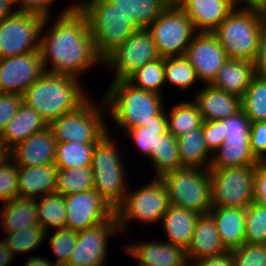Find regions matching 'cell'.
Masks as SVG:
<instances>
[{"label":"cell","instance_id":"cell-1","mask_svg":"<svg viewBox=\"0 0 266 266\" xmlns=\"http://www.w3.org/2000/svg\"><path fill=\"white\" fill-rule=\"evenodd\" d=\"M69 5L54 21L52 17L44 19L40 52L44 71L82 80V75L102 66V61L96 55L86 17L75 6V0Z\"/></svg>","mask_w":266,"mask_h":266},{"label":"cell","instance_id":"cell-2","mask_svg":"<svg viewBox=\"0 0 266 266\" xmlns=\"http://www.w3.org/2000/svg\"><path fill=\"white\" fill-rule=\"evenodd\" d=\"M82 83L77 77L45 71L23 93L22 102L50 124L77 109L91 96Z\"/></svg>","mask_w":266,"mask_h":266},{"label":"cell","instance_id":"cell-3","mask_svg":"<svg viewBox=\"0 0 266 266\" xmlns=\"http://www.w3.org/2000/svg\"><path fill=\"white\" fill-rule=\"evenodd\" d=\"M102 98L108 117L123 132L145 126L167 105L164 102L165 96L136 88L127 80L111 81Z\"/></svg>","mask_w":266,"mask_h":266},{"label":"cell","instance_id":"cell-4","mask_svg":"<svg viewBox=\"0 0 266 266\" xmlns=\"http://www.w3.org/2000/svg\"><path fill=\"white\" fill-rule=\"evenodd\" d=\"M75 6L87 19L96 55L102 62L137 30L108 0H76Z\"/></svg>","mask_w":266,"mask_h":266},{"label":"cell","instance_id":"cell-5","mask_svg":"<svg viewBox=\"0 0 266 266\" xmlns=\"http://www.w3.org/2000/svg\"><path fill=\"white\" fill-rule=\"evenodd\" d=\"M266 10L235 7L212 32L224 48L228 59L253 62Z\"/></svg>","mask_w":266,"mask_h":266},{"label":"cell","instance_id":"cell-6","mask_svg":"<svg viewBox=\"0 0 266 266\" xmlns=\"http://www.w3.org/2000/svg\"><path fill=\"white\" fill-rule=\"evenodd\" d=\"M111 134L108 127V133L97 142L90 168L93 174V189L116 209L132 186L127 184L129 180L125 169L127 163L123 161V150L116 145V139Z\"/></svg>","mask_w":266,"mask_h":266},{"label":"cell","instance_id":"cell-7","mask_svg":"<svg viewBox=\"0 0 266 266\" xmlns=\"http://www.w3.org/2000/svg\"><path fill=\"white\" fill-rule=\"evenodd\" d=\"M169 207L168 192L161 178L153 177L136 190L129 187L123 202L115 209L120 234H129L132 221L141 226L161 224Z\"/></svg>","mask_w":266,"mask_h":266},{"label":"cell","instance_id":"cell-8","mask_svg":"<svg viewBox=\"0 0 266 266\" xmlns=\"http://www.w3.org/2000/svg\"><path fill=\"white\" fill-rule=\"evenodd\" d=\"M91 97L77 109L49 124L57 143H97L108 133L109 120L106 119L108 114L105 102L102 96L101 101L97 102L94 101L95 97Z\"/></svg>","mask_w":266,"mask_h":266},{"label":"cell","instance_id":"cell-9","mask_svg":"<svg viewBox=\"0 0 266 266\" xmlns=\"http://www.w3.org/2000/svg\"><path fill=\"white\" fill-rule=\"evenodd\" d=\"M170 205L198 214L209 213L212 208L209 169L181 168L162 175Z\"/></svg>","mask_w":266,"mask_h":266},{"label":"cell","instance_id":"cell-10","mask_svg":"<svg viewBox=\"0 0 266 266\" xmlns=\"http://www.w3.org/2000/svg\"><path fill=\"white\" fill-rule=\"evenodd\" d=\"M161 58L185 56L197 33L178 4H170L148 27Z\"/></svg>","mask_w":266,"mask_h":266},{"label":"cell","instance_id":"cell-11","mask_svg":"<svg viewBox=\"0 0 266 266\" xmlns=\"http://www.w3.org/2000/svg\"><path fill=\"white\" fill-rule=\"evenodd\" d=\"M256 165L209 168L212 207L246 209L253 200Z\"/></svg>","mask_w":266,"mask_h":266},{"label":"cell","instance_id":"cell-12","mask_svg":"<svg viewBox=\"0 0 266 266\" xmlns=\"http://www.w3.org/2000/svg\"><path fill=\"white\" fill-rule=\"evenodd\" d=\"M160 58L151 33L147 28L137 29L103 62L105 70L112 71V81L126 80L146 63Z\"/></svg>","mask_w":266,"mask_h":266},{"label":"cell","instance_id":"cell-13","mask_svg":"<svg viewBox=\"0 0 266 266\" xmlns=\"http://www.w3.org/2000/svg\"><path fill=\"white\" fill-rule=\"evenodd\" d=\"M44 19L32 13L15 12L0 22V58L40 50Z\"/></svg>","mask_w":266,"mask_h":266},{"label":"cell","instance_id":"cell-14","mask_svg":"<svg viewBox=\"0 0 266 266\" xmlns=\"http://www.w3.org/2000/svg\"><path fill=\"white\" fill-rule=\"evenodd\" d=\"M119 233L116 214L106 221L79 231L73 252L64 266L106 265L108 243Z\"/></svg>","mask_w":266,"mask_h":266},{"label":"cell","instance_id":"cell-15","mask_svg":"<svg viewBox=\"0 0 266 266\" xmlns=\"http://www.w3.org/2000/svg\"><path fill=\"white\" fill-rule=\"evenodd\" d=\"M66 228L77 232L110 219L115 209L94 189L64 196Z\"/></svg>","mask_w":266,"mask_h":266},{"label":"cell","instance_id":"cell-16","mask_svg":"<svg viewBox=\"0 0 266 266\" xmlns=\"http://www.w3.org/2000/svg\"><path fill=\"white\" fill-rule=\"evenodd\" d=\"M40 50L0 58V93H23L44 73Z\"/></svg>","mask_w":266,"mask_h":266},{"label":"cell","instance_id":"cell-17","mask_svg":"<svg viewBox=\"0 0 266 266\" xmlns=\"http://www.w3.org/2000/svg\"><path fill=\"white\" fill-rule=\"evenodd\" d=\"M185 57L194 67L200 84H211L228 59L224 48L212 32H197Z\"/></svg>","mask_w":266,"mask_h":266},{"label":"cell","instance_id":"cell-18","mask_svg":"<svg viewBox=\"0 0 266 266\" xmlns=\"http://www.w3.org/2000/svg\"><path fill=\"white\" fill-rule=\"evenodd\" d=\"M123 250L135 266H189L185 249L166 240L131 242Z\"/></svg>","mask_w":266,"mask_h":266},{"label":"cell","instance_id":"cell-19","mask_svg":"<svg viewBox=\"0 0 266 266\" xmlns=\"http://www.w3.org/2000/svg\"><path fill=\"white\" fill-rule=\"evenodd\" d=\"M57 142L50 127L31 135L10 149V159L18 167L54 164Z\"/></svg>","mask_w":266,"mask_h":266},{"label":"cell","instance_id":"cell-20","mask_svg":"<svg viewBox=\"0 0 266 266\" xmlns=\"http://www.w3.org/2000/svg\"><path fill=\"white\" fill-rule=\"evenodd\" d=\"M196 32H213L236 7L234 0H178Z\"/></svg>","mask_w":266,"mask_h":266},{"label":"cell","instance_id":"cell-21","mask_svg":"<svg viewBox=\"0 0 266 266\" xmlns=\"http://www.w3.org/2000/svg\"><path fill=\"white\" fill-rule=\"evenodd\" d=\"M201 86L194 90L193 101L198 105L203 121L223 120L242 109L241 98L238 96L222 91L211 84Z\"/></svg>","mask_w":266,"mask_h":266},{"label":"cell","instance_id":"cell-22","mask_svg":"<svg viewBox=\"0 0 266 266\" xmlns=\"http://www.w3.org/2000/svg\"><path fill=\"white\" fill-rule=\"evenodd\" d=\"M185 251L189 265L199 259L228 251L210 213L200 214L197 218L191 242Z\"/></svg>","mask_w":266,"mask_h":266},{"label":"cell","instance_id":"cell-23","mask_svg":"<svg viewBox=\"0 0 266 266\" xmlns=\"http://www.w3.org/2000/svg\"><path fill=\"white\" fill-rule=\"evenodd\" d=\"M57 172L54 164L18 167V197L38 199L55 192Z\"/></svg>","mask_w":266,"mask_h":266},{"label":"cell","instance_id":"cell-24","mask_svg":"<svg viewBox=\"0 0 266 266\" xmlns=\"http://www.w3.org/2000/svg\"><path fill=\"white\" fill-rule=\"evenodd\" d=\"M213 216L221 241L227 250L244 244L246 209L233 207H212Z\"/></svg>","mask_w":266,"mask_h":266},{"label":"cell","instance_id":"cell-25","mask_svg":"<svg viewBox=\"0 0 266 266\" xmlns=\"http://www.w3.org/2000/svg\"><path fill=\"white\" fill-rule=\"evenodd\" d=\"M255 75L253 62L227 59L211 85L242 98Z\"/></svg>","mask_w":266,"mask_h":266},{"label":"cell","instance_id":"cell-26","mask_svg":"<svg viewBox=\"0 0 266 266\" xmlns=\"http://www.w3.org/2000/svg\"><path fill=\"white\" fill-rule=\"evenodd\" d=\"M47 127H49L48 122L34 109L22 102L16 114L6 125L0 138L11 149L17 143L45 130Z\"/></svg>","mask_w":266,"mask_h":266},{"label":"cell","instance_id":"cell-27","mask_svg":"<svg viewBox=\"0 0 266 266\" xmlns=\"http://www.w3.org/2000/svg\"><path fill=\"white\" fill-rule=\"evenodd\" d=\"M199 215L191 210L170 205L161 221L165 240L186 250L191 242Z\"/></svg>","mask_w":266,"mask_h":266},{"label":"cell","instance_id":"cell-28","mask_svg":"<svg viewBox=\"0 0 266 266\" xmlns=\"http://www.w3.org/2000/svg\"><path fill=\"white\" fill-rule=\"evenodd\" d=\"M0 217L4 234L39 225L36 199L17 197L2 203Z\"/></svg>","mask_w":266,"mask_h":266},{"label":"cell","instance_id":"cell-29","mask_svg":"<svg viewBox=\"0 0 266 266\" xmlns=\"http://www.w3.org/2000/svg\"><path fill=\"white\" fill-rule=\"evenodd\" d=\"M250 151V137L225 136L222 145L213 152L210 168L257 165Z\"/></svg>","mask_w":266,"mask_h":266},{"label":"cell","instance_id":"cell-30","mask_svg":"<svg viewBox=\"0 0 266 266\" xmlns=\"http://www.w3.org/2000/svg\"><path fill=\"white\" fill-rule=\"evenodd\" d=\"M182 168L209 169L212 153L205 144L203 124L200 128L177 138Z\"/></svg>","mask_w":266,"mask_h":266},{"label":"cell","instance_id":"cell-31","mask_svg":"<svg viewBox=\"0 0 266 266\" xmlns=\"http://www.w3.org/2000/svg\"><path fill=\"white\" fill-rule=\"evenodd\" d=\"M136 28H147L169 5L167 0H108Z\"/></svg>","mask_w":266,"mask_h":266},{"label":"cell","instance_id":"cell-32","mask_svg":"<svg viewBox=\"0 0 266 266\" xmlns=\"http://www.w3.org/2000/svg\"><path fill=\"white\" fill-rule=\"evenodd\" d=\"M179 103H174L170 110L167 109V127L168 132L176 138L200 128L203 124L202 116L199 112L198 105L191 100H179Z\"/></svg>","mask_w":266,"mask_h":266},{"label":"cell","instance_id":"cell-33","mask_svg":"<svg viewBox=\"0 0 266 266\" xmlns=\"http://www.w3.org/2000/svg\"><path fill=\"white\" fill-rule=\"evenodd\" d=\"M154 177H161L167 172L181 169L177 138L170 132H166L157 137L155 150L149 158Z\"/></svg>","mask_w":266,"mask_h":266},{"label":"cell","instance_id":"cell-34","mask_svg":"<svg viewBox=\"0 0 266 266\" xmlns=\"http://www.w3.org/2000/svg\"><path fill=\"white\" fill-rule=\"evenodd\" d=\"M166 132H168V127L166 109L164 108L156 117H153V121L146 123L145 126L126 130L123 135L133 141L136 149L149 159L152 150H155L157 137Z\"/></svg>","mask_w":266,"mask_h":266},{"label":"cell","instance_id":"cell-35","mask_svg":"<svg viewBox=\"0 0 266 266\" xmlns=\"http://www.w3.org/2000/svg\"><path fill=\"white\" fill-rule=\"evenodd\" d=\"M36 206L39 225L46 232L66 228V208L62 194L53 192L38 198Z\"/></svg>","mask_w":266,"mask_h":266},{"label":"cell","instance_id":"cell-36","mask_svg":"<svg viewBox=\"0 0 266 266\" xmlns=\"http://www.w3.org/2000/svg\"><path fill=\"white\" fill-rule=\"evenodd\" d=\"M165 86L177 88L176 90L186 91L200 83L194 67L185 56L165 58Z\"/></svg>","mask_w":266,"mask_h":266},{"label":"cell","instance_id":"cell-37","mask_svg":"<svg viewBox=\"0 0 266 266\" xmlns=\"http://www.w3.org/2000/svg\"><path fill=\"white\" fill-rule=\"evenodd\" d=\"M97 143H57L54 165L58 169L90 167L94 147Z\"/></svg>","mask_w":266,"mask_h":266},{"label":"cell","instance_id":"cell-38","mask_svg":"<svg viewBox=\"0 0 266 266\" xmlns=\"http://www.w3.org/2000/svg\"><path fill=\"white\" fill-rule=\"evenodd\" d=\"M165 58H158L146 63L143 67L132 73L126 80L136 88L163 94L165 87Z\"/></svg>","mask_w":266,"mask_h":266},{"label":"cell","instance_id":"cell-39","mask_svg":"<svg viewBox=\"0 0 266 266\" xmlns=\"http://www.w3.org/2000/svg\"><path fill=\"white\" fill-rule=\"evenodd\" d=\"M241 108L250 122L266 121V75H255L241 98Z\"/></svg>","mask_w":266,"mask_h":266},{"label":"cell","instance_id":"cell-40","mask_svg":"<svg viewBox=\"0 0 266 266\" xmlns=\"http://www.w3.org/2000/svg\"><path fill=\"white\" fill-rule=\"evenodd\" d=\"M45 236L46 231L40 225H35L5 233V237H1V239H3L12 254L15 257H19L39 248L41 243L43 244V241L46 240Z\"/></svg>","mask_w":266,"mask_h":266},{"label":"cell","instance_id":"cell-41","mask_svg":"<svg viewBox=\"0 0 266 266\" xmlns=\"http://www.w3.org/2000/svg\"><path fill=\"white\" fill-rule=\"evenodd\" d=\"M93 189V174L90 167L58 169L55 192L67 196Z\"/></svg>","mask_w":266,"mask_h":266},{"label":"cell","instance_id":"cell-42","mask_svg":"<svg viewBox=\"0 0 266 266\" xmlns=\"http://www.w3.org/2000/svg\"><path fill=\"white\" fill-rule=\"evenodd\" d=\"M244 243L266 244V207L256 202L246 208Z\"/></svg>","mask_w":266,"mask_h":266},{"label":"cell","instance_id":"cell-43","mask_svg":"<svg viewBox=\"0 0 266 266\" xmlns=\"http://www.w3.org/2000/svg\"><path fill=\"white\" fill-rule=\"evenodd\" d=\"M53 232V233H52ZM50 236L49 231L46 232V236L49 241V246L55 257H57L53 262L58 266H64L73 252L75 243L78 238V232L70 228H60L51 231ZM49 237V238H48Z\"/></svg>","mask_w":266,"mask_h":266},{"label":"cell","instance_id":"cell-44","mask_svg":"<svg viewBox=\"0 0 266 266\" xmlns=\"http://www.w3.org/2000/svg\"><path fill=\"white\" fill-rule=\"evenodd\" d=\"M235 266H266V244H242L230 250Z\"/></svg>","mask_w":266,"mask_h":266},{"label":"cell","instance_id":"cell-45","mask_svg":"<svg viewBox=\"0 0 266 266\" xmlns=\"http://www.w3.org/2000/svg\"><path fill=\"white\" fill-rule=\"evenodd\" d=\"M18 197V166L9 159L0 166V201Z\"/></svg>","mask_w":266,"mask_h":266},{"label":"cell","instance_id":"cell-46","mask_svg":"<svg viewBox=\"0 0 266 266\" xmlns=\"http://www.w3.org/2000/svg\"><path fill=\"white\" fill-rule=\"evenodd\" d=\"M250 151L258 162L266 158V121L250 123Z\"/></svg>","mask_w":266,"mask_h":266},{"label":"cell","instance_id":"cell-47","mask_svg":"<svg viewBox=\"0 0 266 266\" xmlns=\"http://www.w3.org/2000/svg\"><path fill=\"white\" fill-rule=\"evenodd\" d=\"M223 122V131L228 137H250V120L241 109L235 115L221 120Z\"/></svg>","mask_w":266,"mask_h":266},{"label":"cell","instance_id":"cell-48","mask_svg":"<svg viewBox=\"0 0 266 266\" xmlns=\"http://www.w3.org/2000/svg\"><path fill=\"white\" fill-rule=\"evenodd\" d=\"M21 103L22 95L20 94L0 93V135L16 114Z\"/></svg>","mask_w":266,"mask_h":266},{"label":"cell","instance_id":"cell-49","mask_svg":"<svg viewBox=\"0 0 266 266\" xmlns=\"http://www.w3.org/2000/svg\"><path fill=\"white\" fill-rule=\"evenodd\" d=\"M57 0H17L15 2L16 12L32 13L41 16L43 19L51 18L52 6Z\"/></svg>","mask_w":266,"mask_h":266},{"label":"cell","instance_id":"cell-50","mask_svg":"<svg viewBox=\"0 0 266 266\" xmlns=\"http://www.w3.org/2000/svg\"><path fill=\"white\" fill-rule=\"evenodd\" d=\"M203 137L207 148L213 154L225 138L223 122L221 120L203 121Z\"/></svg>","mask_w":266,"mask_h":266},{"label":"cell","instance_id":"cell-51","mask_svg":"<svg viewBox=\"0 0 266 266\" xmlns=\"http://www.w3.org/2000/svg\"><path fill=\"white\" fill-rule=\"evenodd\" d=\"M253 200L266 207V167L259 162L254 172Z\"/></svg>","mask_w":266,"mask_h":266},{"label":"cell","instance_id":"cell-52","mask_svg":"<svg viewBox=\"0 0 266 266\" xmlns=\"http://www.w3.org/2000/svg\"><path fill=\"white\" fill-rule=\"evenodd\" d=\"M253 65L257 75H266V19L263 21L261 27L258 50Z\"/></svg>","mask_w":266,"mask_h":266},{"label":"cell","instance_id":"cell-53","mask_svg":"<svg viewBox=\"0 0 266 266\" xmlns=\"http://www.w3.org/2000/svg\"><path fill=\"white\" fill-rule=\"evenodd\" d=\"M189 266H235L231 251L206 257L192 262Z\"/></svg>","mask_w":266,"mask_h":266},{"label":"cell","instance_id":"cell-54","mask_svg":"<svg viewBox=\"0 0 266 266\" xmlns=\"http://www.w3.org/2000/svg\"><path fill=\"white\" fill-rule=\"evenodd\" d=\"M24 266H58L55 264L51 258L43 257V255H33L29 254Z\"/></svg>","mask_w":266,"mask_h":266},{"label":"cell","instance_id":"cell-55","mask_svg":"<svg viewBox=\"0 0 266 266\" xmlns=\"http://www.w3.org/2000/svg\"><path fill=\"white\" fill-rule=\"evenodd\" d=\"M14 260H15V256L7 248L3 239L0 240V266H11Z\"/></svg>","mask_w":266,"mask_h":266},{"label":"cell","instance_id":"cell-56","mask_svg":"<svg viewBox=\"0 0 266 266\" xmlns=\"http://www.w3.org/2000/svg\"><path fill=\"white\" fill-rule=\"evenodd\" d=\"M16 12L15 2L12 0H0V22Z\"/></svg>","mask_w":266,"mask_h":266},{"label":"cell","instance_id":"cell-57","mask_svg":"<svg viewBox=\"0 0 266 266\" xmlns=\"http://www.w3.org/2000/svg\"><path fill=\"white\" fill-rule=\"evenodd\" d=\"M237 7H257L266 9V0H234Z\"/></svg>","mask_w":266,"mask_h":266},{"label":"cell","instance_id":"cell-58","mask_svg":"<svg viewBox=\"0 0 266 266\" xmlns=\"http://www.w3.org/2000/svg\"><path fill=\"white\" fill-rule=\"evenodd\" d=\"M10 159V149L5 145L0 138V166Z\"/></svg>","mask_w":266,"mask_h":266},{"label":"cell","instance_id":"cell-59","mask_svg":"<svg viewBox=\"0 0 266 266\" xmlns=\"http://www.w3.org/2000/svg\"><path fill=\"white\" fill-rule=\"evenodd\" d=\"M170 4H175V0H167Z\"/></svg>","mask_w":266,"mask_h":266},{"label":"cell","instance_id":"cell-60","mask_svg":"<svg viewBox=\"0 0 266 266\" xmlns=\"http://www.w3.org/2000/svg\"><path fill=\"white\" fill-rule=\"evenodd\" d=\"M261 163L266 167V158Z\"/></svg>","mask_w":266,"mask_h":266}]
</instances>
